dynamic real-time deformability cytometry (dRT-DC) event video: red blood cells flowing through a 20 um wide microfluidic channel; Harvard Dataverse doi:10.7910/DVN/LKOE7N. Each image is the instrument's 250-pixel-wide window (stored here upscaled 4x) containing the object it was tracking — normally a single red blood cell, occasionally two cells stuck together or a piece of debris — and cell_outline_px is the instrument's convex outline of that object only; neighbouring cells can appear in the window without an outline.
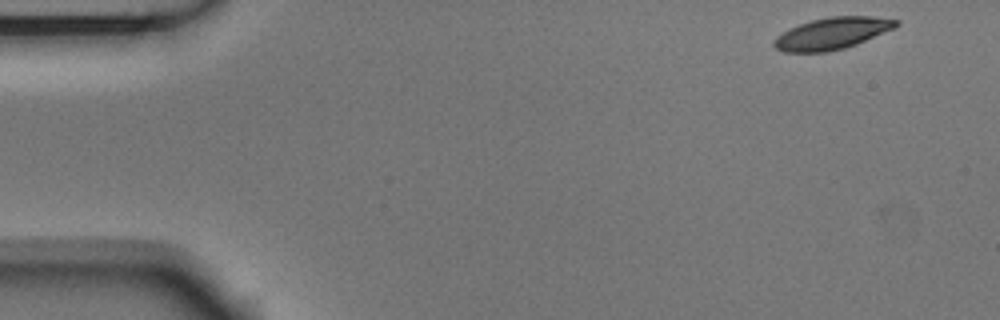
{"species": "Egyptian fruit bat (a non-hibernating species)", "species_latin": "Rousettus aegyptiacus", "temperature_condition": "room temperature", "stored_images_in_passage": 51, "camera_frame_rate_fps": 3000, "um_per_image_px": 0.085, "animal": {"sex": "male"}, "frame": {"image": 1, "passage_image": 1, "time_ms": 0.0, "image_size_px": [1000, 320], "cell_outline_px": [[900, 24], [892, 28], [856, 44], [844, 48], [828, 52], [784, 52], [776, 48], [772, 44], [772, 40], [776, 36], [800, 24], [812, 20], [828, 16], [872, 16], [900, 20]], "centroid_in_image_um": [70.7, 2.84], "position_along_channel_um": 14.3, "area_um2": 22.37}}
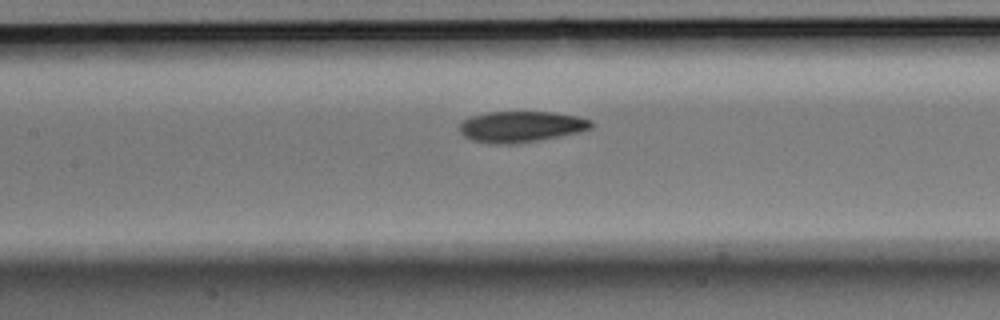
{"frame": {"image": 2, "passage_image": 22, "time_ms": 7.0, "image_size_px": [1000, 320], "cell_outline_px": [[592, 128], [580, 132], [516, 144], [496, 144], [472, 140], [464, 136], [460, 132], [460, 124], [464, 120], [472, 116], [488, 112], [552, 112], [576, 116], [592, 120]], "centroid_in_image_um": [44.3, 10.77], "position_along_channel_um": 163.1, "area_um2": 23.64}}
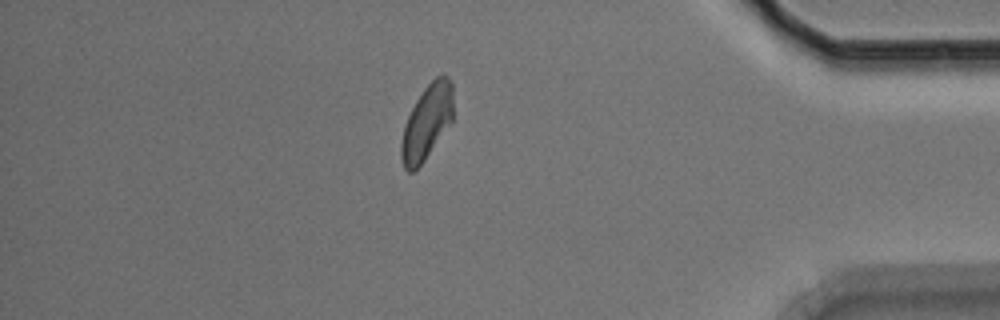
{"frame": {"image": 3, "passage_image": 44, "time_ms": 14.333, "image_size_px": [1000, 320], "cell_outline_px": [[452, 120], [424, 160], [412, 172], [408, 172], [404, 168], [400, 156], [400, 144], [404, 124], [416, 100], [424, 88], [440, 72], [444, 72], [452, 80]], "centroid_in_image_um": [36.27, 10.34], "position_along_channel_um": 398.9, "area_um2": 22.54}, "authors_computed_cell_mechanics": {"area_um2": 23.0622, "velocity_mm_per_s": 3.7003, "shape_relaxation_time_tau1_ms": 3.6579, "shape_relaxation_time_tau2_ms": 7.6327, "deformation_change_tau1": 0.1224, "deformation_change_tau2": 0.0979}}